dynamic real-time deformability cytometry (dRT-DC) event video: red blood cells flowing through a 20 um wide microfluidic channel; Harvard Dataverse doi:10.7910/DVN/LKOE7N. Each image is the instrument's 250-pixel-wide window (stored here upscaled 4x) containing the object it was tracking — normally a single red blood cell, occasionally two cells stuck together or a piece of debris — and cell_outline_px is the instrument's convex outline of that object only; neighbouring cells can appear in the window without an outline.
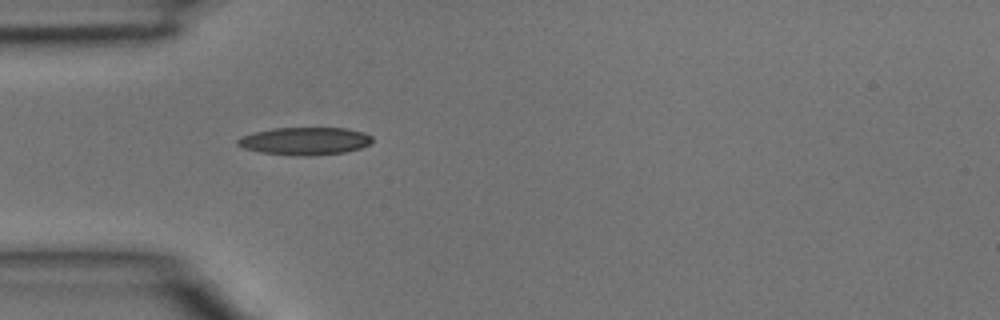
{"species": "common noctule bat (a hibernating species)", "species_latin": "Nyctalus noctula", "temperature_condition": "room temperature", "stored_images_in_passage": 4, "camera_frame_rate_fps": 3000, "um_per_image_px": 0.085, "animal": {"sex": "male", "body_mass_g": 15.6}, "frame": {"image": 1, "passage_image": 4, "time_ms": 1.0, "image_size_px": [1000, 320], "cell_outline_px": [[372, 140], [368, 144], [360, 148], [344, 152], [316, 156], [300, 156], [260, 152], [244, 148], [236, 144], [236, 140], [244, 136], [256, 132], [272, 128], [344, 128], [364, 132], [372, 136]], "centroid_in_image_um": [25.92, 11.99], "position_along_channel_um": 59.1, "area_um2": 21.62}}